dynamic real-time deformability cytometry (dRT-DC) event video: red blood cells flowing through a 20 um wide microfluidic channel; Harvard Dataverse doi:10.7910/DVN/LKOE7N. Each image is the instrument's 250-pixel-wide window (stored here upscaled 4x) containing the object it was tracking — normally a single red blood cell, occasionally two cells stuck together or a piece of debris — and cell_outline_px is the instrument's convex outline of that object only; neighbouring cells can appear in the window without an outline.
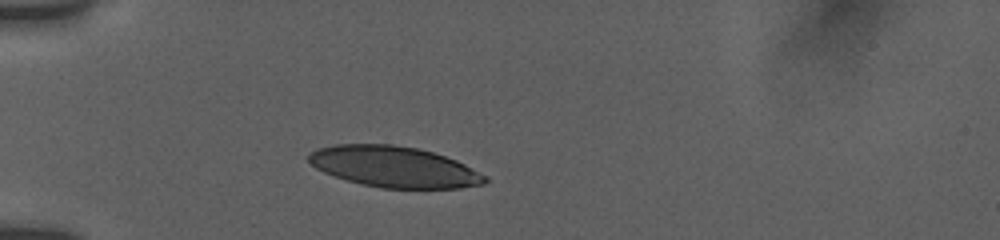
{"species": "human", "species_latin": "Homo sapiens", "temperature_condition": "room temperature", "stored_images_in_passage": 36, "camera_frame_rate_fps": 3000, "um_per_image_px": 0.085, "donor": {"sex": "female"}, "frame": {"image": 1, "passage_image": 7, "time_ms": 2.333, "image_size_px": [1000, 240], "cell_outline_px": [[488, 180], [484, 184], [460, 188], [380, 188], [348, 180], [324, 172], [316, 168], [308, 160], [308, 156], [312, 152], [320, 148], [336, 144], [392, 144], [416, 148], [432, 152], [456, 160], [488, 176]], "centroid_in_image_um": [33.54, 14.18], "position_along_channel_um": 51.5, "area_um2": 41.73}}
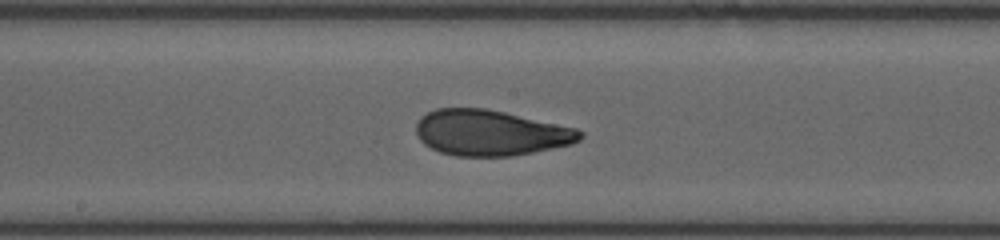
{"frame": {"image": 2, "passage_image": 20, "time_ms": 7.0, "image_size_px": [1000, 240], "cell_outline_px": [[584, 136], [580, 140], [572, 144], [512, 156], [456, 156], [440, 152], [424, 144], [420, 140], [416, 132], [416, 124], [420, 116], [436, 108], [484, 108], [504, 112], [576, 128], [584, 132]], "centroid_in_image_um": [41.68, 11.29], "position_along_channel_um": 206.5, "area_um2": 43.58}}
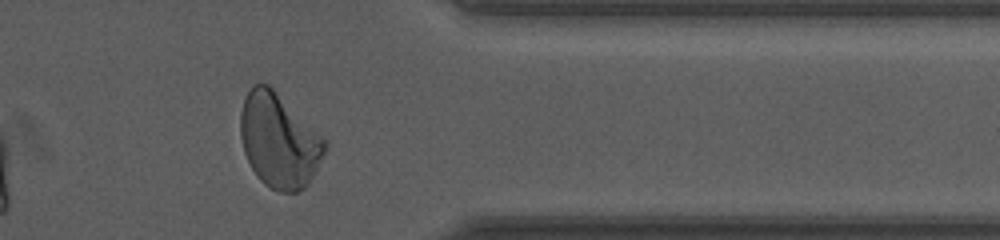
{"frame": {"image": 3, "passage_image": 33, "time_ms": 12.0, "image_size_px": [1000, 240], "cell_outline_px": [[324, 152], [308, 184], [304, 188], [296, 192], [280, 192], [264, 184], [256, 176], [244, 152], [240, 136], [240, 112], [244, 100], [252, 84], [268, 84], [324, 140]], "centroid_in_image_um": [23.65, 11.98], "position_along_channel_um": 387.8, "area_um2": 45.08}, "authors_computed_cell_mechanics": {"area_um2": 42.772, "velocity_mm_per_s": 3.7994, "shape_relaxation_time_tau1_ms": 6.2737, "shape_relaxation_time_tau2_ms": 1.15, "deformation_change_tau1": 0.2224, "deformation_change_tau2": 0.0818}}